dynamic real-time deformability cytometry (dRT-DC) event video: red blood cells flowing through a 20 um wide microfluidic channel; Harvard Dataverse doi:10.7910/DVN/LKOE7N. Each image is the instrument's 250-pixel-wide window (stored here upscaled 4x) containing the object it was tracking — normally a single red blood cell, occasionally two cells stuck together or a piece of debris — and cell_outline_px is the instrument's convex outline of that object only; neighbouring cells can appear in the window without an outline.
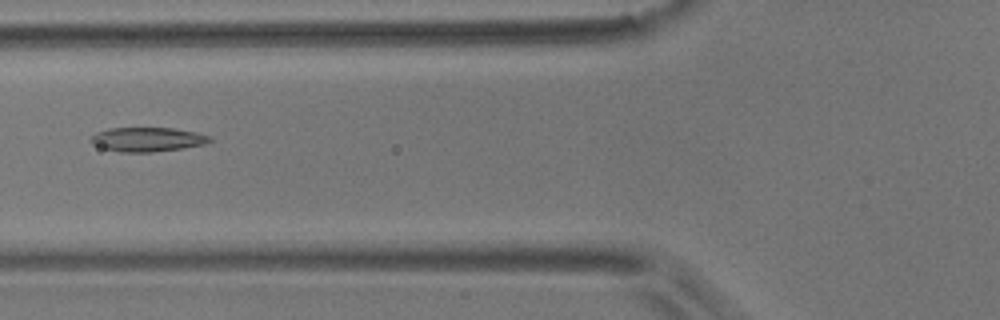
{"species": "common noctule bat (a hibernating species)", "species_latin": "Nyctalus noctula", "temperature_condition": "room temperature", "stored_images_in_passage": 8, "camera_frame_rate_fps": 3000, "um_per_image_px": 0.085, "animal": {"sex": "male", "body_mass_g": 17.9}, "frame": {"image": 1, "passage_image": 5, "time_ms": 4.667, "image_size_px": [1000, 320], "cell_outline_px": [[212, 140], [204, 144], [184, 148], [152, 152], [120, 152], [104, 148], [92, 144], [88, 140], [96, 132], [108, 128], [172, 128], [196, 132], [212, 136]], "centroid_in_image_um": [12.52, 11.85], "position_along_channel_um": 113.3, "area_um2": 16.88}}
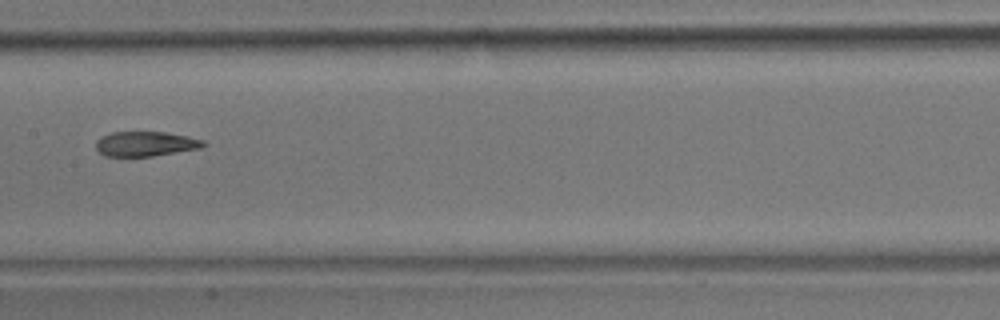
{"frame": {"image": 2, "passage_image": 7, "time_ms": 7.0, "image_size_px": [1000, 320], "cell_outline_px": [[208, 144], [200, 148], [152, 156], [104, 156], [96, 148], [96, 140], [100, 136], [112, 132], [164, 132], [188, 136], [204, 140]], "centroid_in_image_um": [12.37, 12.22], "position_along_channel_um": 195.0, "area_um2": 15.55}}
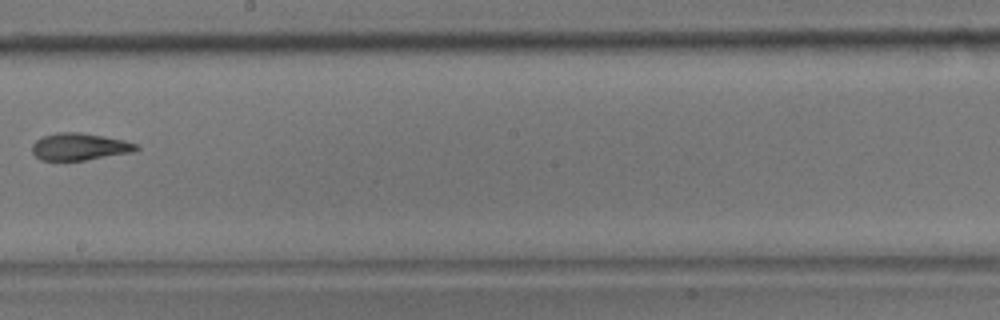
{"frame": {"image": 3, "passage_image": 8, "time_ms": 8.333, "image_size_px": [1000, 320], "cell_outline_px": [[140, 148], [132, 152], [84, 160], [40, 160], [32, 152], [32, 144], [36, 140], [44, 136], [56, 132], [80, 132], [124, 140], [136, 144]], "centroid_in_image_um": [6.73, 12.46], "position_along_channel_um": 241.5, "area_um2": 16.3}}